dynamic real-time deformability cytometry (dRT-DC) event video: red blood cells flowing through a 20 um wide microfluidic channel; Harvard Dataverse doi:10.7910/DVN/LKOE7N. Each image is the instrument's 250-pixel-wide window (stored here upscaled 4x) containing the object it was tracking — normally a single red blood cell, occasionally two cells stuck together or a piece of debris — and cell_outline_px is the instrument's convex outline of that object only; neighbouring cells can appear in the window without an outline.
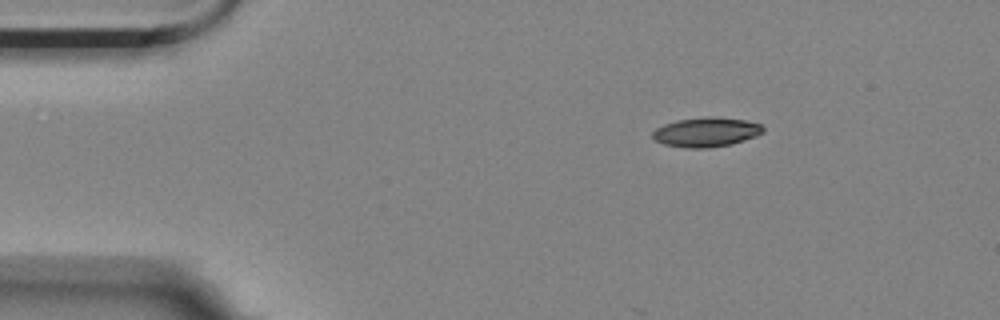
{"species": "Egyptian fruit bat (a non-hibernating species)", "species_latin": "Rousettus aegyptiacus", "temperature_condition": "room temperature", "stored_images_in_passage": 4, "camera_frame_rate_fps": 3000, "um_per_image_px": 0.085, "animal": {"sex": "female"}, "frame": {"image": 1, "passage_image": 1, "time_ms": 0.0, "image_size_px": [1000, 320], "cell_outline_px": [[764, 132], [756, 136], [732, 144], [708, 148], [688, 148], [664, 144], [656, 140], [652, 136], [652, 132], [656, 128], [664, 124], [676, 120], [708, 116], [716, 116], [744, 120], [760, 124], [764, 128]], "centroid_in_image_um": [60.03, 11.22], "position_along_channel_um": 25.0, "area_um2": 19.02}}